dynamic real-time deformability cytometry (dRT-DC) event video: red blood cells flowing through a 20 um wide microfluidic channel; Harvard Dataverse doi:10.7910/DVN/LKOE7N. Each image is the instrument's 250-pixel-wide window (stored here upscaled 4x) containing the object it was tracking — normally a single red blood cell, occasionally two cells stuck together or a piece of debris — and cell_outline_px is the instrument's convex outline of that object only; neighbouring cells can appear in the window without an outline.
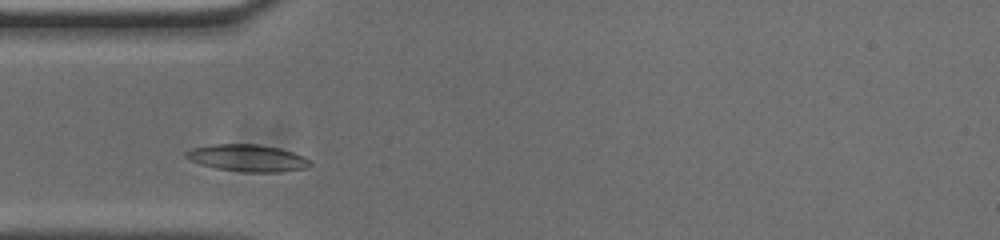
{"species": "common noctule bat (a hibernating species)", "species_latin": "Nyctalus noctula", "temperature_condition": "cold", "stored_images_in_passage": 29, "camera_frame_rate_fps": 3000, "um_per_image_px": 0.085, "animal": {"sex": "male", "body_mass_g": 20.0, "forearm_length_mm": 53.3}, "frame": {"image": 1, "passage_image": 1, "time_ms": 0.0, "image_size_px": [1000, 240], "cell_outline_px": [[312, 164], [308, 168], [280, 172], [240, 172], [216, 168], [200, 164], [188, 160], [184, 156], [184, 152], [192, 148], [212, 144], [256, 144], [280, 148], [292, 152], [308, 160]], "centroid_in_image_um": [20.99, 13.44], "position_along_channel_um": 64.0, "area_um2": 19.59}}
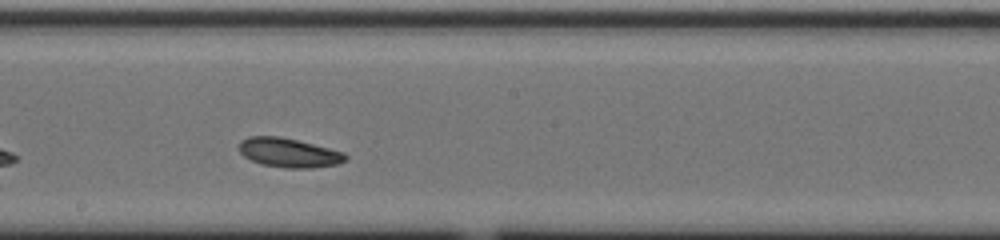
{"frame": {"image": 2, "passage_image": 14, "time_ms": 4.333, "image_size_px": [1000, 240], "cell_outline_px": [[348, 160], [336, 164], [312, 168], [284, 168], [260, 164], [244, 156], [240, 152], [240, 140], [248, 136], [280, 136], [344, 152], [348, 156]], "centroid_in_image_um": [24.55, 12.98], "position_along_channel_um": 223.7, "area_um2": 18.09}}
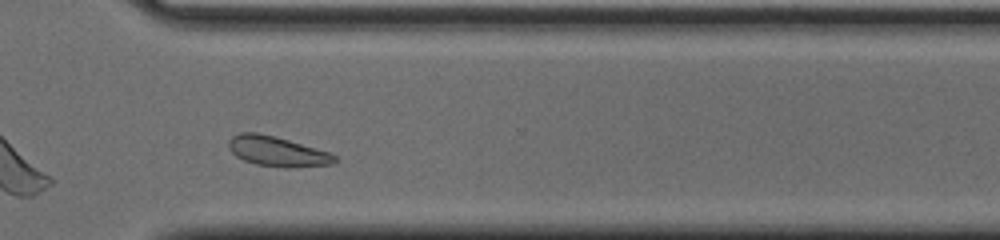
{"frame": {"image": 3, "passage_image": 24, "time_ms": 7.667, "image_size_px": [1000, 240], "cell_outline_px": [[340, 160], [332, 164], [292, 168], [288, 168], [256, 164], [244, 160], [236, 156], [232, 152], [228, 144], [228, 140], [232, 136], [240, 132], [256, 132], [276, 136], [328, 152], [336, 156]], "centroid_in_image_um": [23.57, 12.87], "position_along_channel_um": 347.0, "area_um2": 18.55}, "authors_computed_cell_mechanics": {"area_um2": 17.8602, "velocity_mm_per_s": 3.6861, "shape_relaxation_time_tau1_ms": 1.3083, "shape_relaxation_time_tau2_ms": null, "deformation_change_tau1": 0.0611, "deformation_change_tau2": null}}